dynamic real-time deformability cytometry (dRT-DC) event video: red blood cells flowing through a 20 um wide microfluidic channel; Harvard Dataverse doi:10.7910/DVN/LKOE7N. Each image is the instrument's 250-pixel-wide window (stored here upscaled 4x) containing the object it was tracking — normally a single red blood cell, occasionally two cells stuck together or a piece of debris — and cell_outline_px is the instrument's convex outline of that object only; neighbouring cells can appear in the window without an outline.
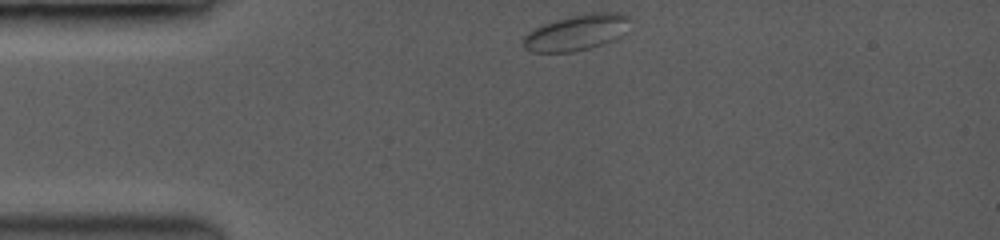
{"species": "common noctule bat (a hibernating species)", "species_latin": "Nyctalus noctula", "temperature_condition": "room temperature", "stored_images_in_passage": 19, "camera_frame_rate_fps": 3500, "um_per_image_px": 0.085, "animal": {"sex": "female", "body_mass_g": 19.0, "forearm_length_mm": 53.3}, "frame": {"image": 1, "passage_image": 1, "time_ms": 0.0, "image_size_px": [1000, 240], "cell_outline_px": [[628, 16], [616, 36], [600, 44], [588, 48], [572, 52], [532, 52], [524, 48], [524, 36], [536, 28], [544, 24], [556, 20], [588, 12], [616, 12]], "centroid_in_image_um": [48.86, 2.76], "position_along_channel_um": 36.1, "area_um2": 21.04}}
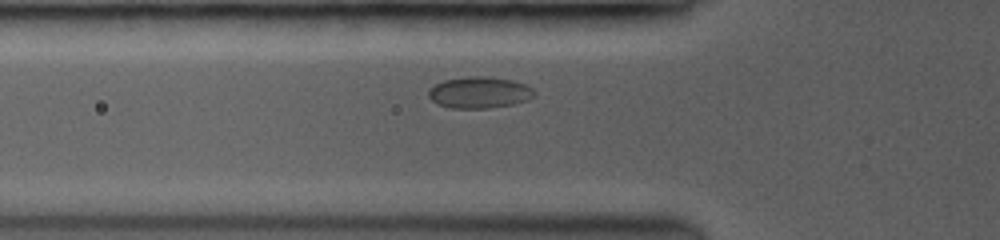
{"frame": {"image": 2, "passage_image": 14, "time_ms": 2.286, "image_size_px": [1000, 240], "cell_outline_px": [[532, 96], [524, 100], [512, 104], [488, 108], [452, 108], [440, 104], [432, 100], [428, 96], [428, 92], [436, 84], [444, 80], [468, 76], [488, 76], [512, 80], [524, 84], [532, 88]], "centroid_in_image_um": [40.71, 7.85], "position_along_channel_um": 85.1, "area_um2": 18.96}}